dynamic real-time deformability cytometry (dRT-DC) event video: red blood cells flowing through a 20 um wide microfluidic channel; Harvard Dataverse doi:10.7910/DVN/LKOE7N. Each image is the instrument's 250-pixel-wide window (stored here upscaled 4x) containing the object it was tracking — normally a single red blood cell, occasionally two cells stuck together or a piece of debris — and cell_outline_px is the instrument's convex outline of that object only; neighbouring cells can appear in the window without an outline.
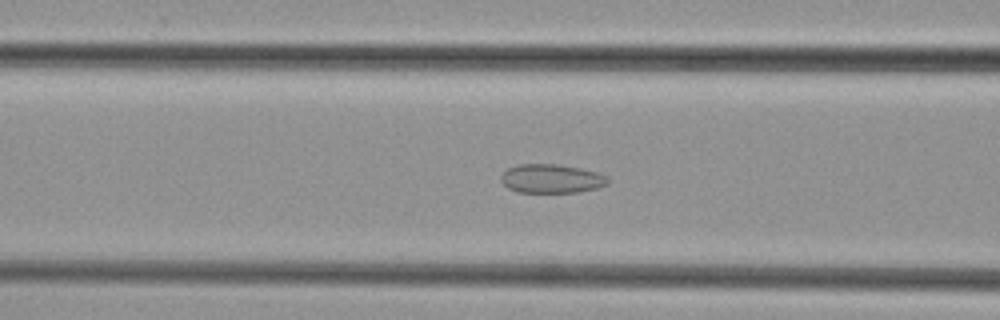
{"species": "common noctule bat (a hibernating species)", "species_latin": "Nyctalus noctula", "temperature_condition": "cold", "stored_images_in_passage": 29, "camera_frame_rate_fps": 3000, "um_per_image_px": 0.085, "animal": {"sex": "female", "body_mass_g": 29.2, "forearm_length_mm": 56.3}, "frame": {"image": 1, "passage_image": 20, "time_ms": 6.333, "image_size_px": [1000, 320], "cell_outline_px": [[612, 180], [608, 184], [596, 188], [580, 192], [516, 192], [508, 188], [500, 180], [500, 176], [508, 168], [520, 164], [556, 164], [580, 168], [596, 172], [608, 176]], "centroid_in_image_um": [46.9, 15.19], "position_along_channel_um": 119.7, "area_um2": 18.09}}
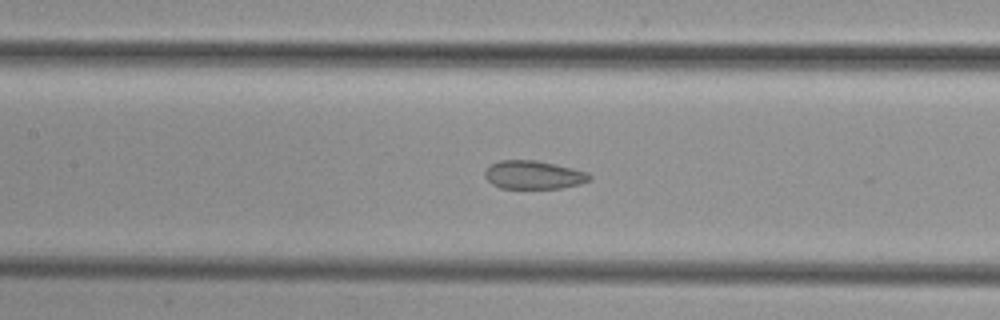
{"frame": {"image": 2, "passage_image": 23, "time_ms": 7.333, "image_size_px": [1000, 320], "cell_outline_px": [[592, 180], [580, 184], [560, 188], [500, 188], [492, 184], [484, 176], [484, 172], [492, 164], [500, 160], [536, 160], [556, 164], [588, 172], [592, 176]], "centroid_in_image_um": [45.38, 14.86], "position_along_channel_um": 162.0, "area_um2": 17.34}}
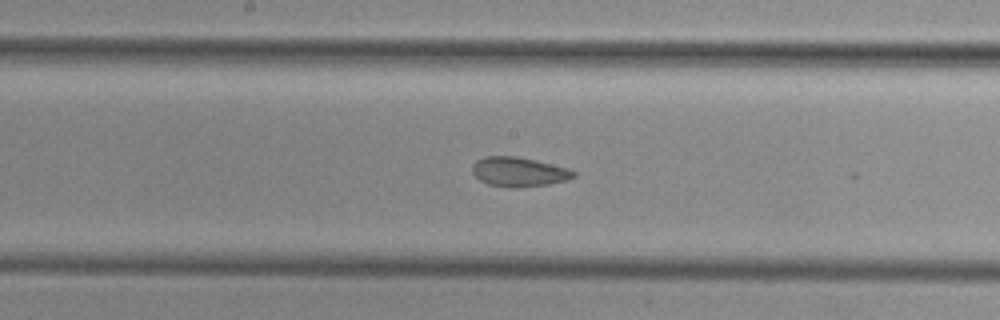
{"frame": {"image": 3, "passage_image": 26, "time_ms": 8.333, "image_size_px": [1000, 320], "cell_outline_px": [[576, 176], [568, 180], [548, 184], [516, 188], [508, 188], [488, 184], [480, 180], [472, 172], [472, 164], [476, 160], [484, 156], [516, 156], [568, 168], [576, 172]], "centroid_in_image_um": [44.08, 14.61], "position_along_channel_um": 204.1, "area_um2": 17.46}}